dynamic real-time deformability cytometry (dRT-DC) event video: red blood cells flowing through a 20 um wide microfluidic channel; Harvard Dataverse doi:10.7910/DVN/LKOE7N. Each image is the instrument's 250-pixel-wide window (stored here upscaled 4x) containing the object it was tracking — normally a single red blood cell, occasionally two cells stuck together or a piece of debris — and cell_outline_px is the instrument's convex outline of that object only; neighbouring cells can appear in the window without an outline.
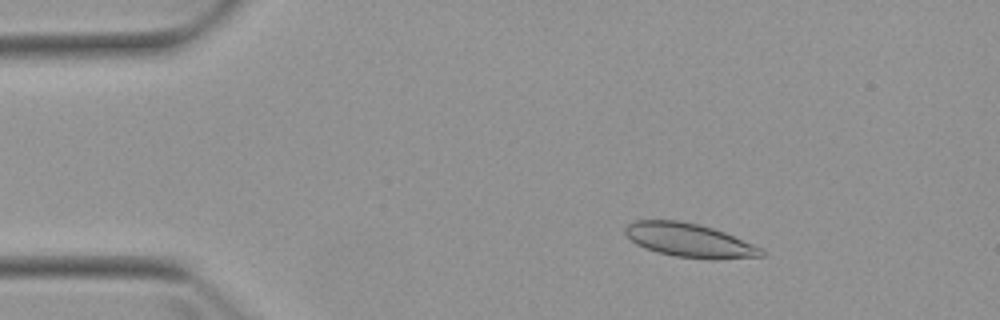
{"species": "Egyptian fruit bat (a non-hibernating species)", "species_latin": "Rousettus aegyptiacus", "temperature_condition": "warm", "stored_images_in_passage": 5, "camera_frame_rate_fps": 3000, "um_per_image_px": 0.085, "animal": {"sex": "female"}, "frame": {"image": 1, "passage_image": 3, "time_ms": 2.333, "image_size_px": [1000, 320], "cell_outline_px": [[764, 256], [676, 256], [656, 252], [644, 248], [636, 244], [624, 232], [624, 228], [628, 224], [636, 220], [680, 220], [700, 224], [724, 232], [764, 248]], "centroid_in_image_um": [58.5, 20.36], "position_along_channel_um": 26.5, "area_um2": 25.72}}